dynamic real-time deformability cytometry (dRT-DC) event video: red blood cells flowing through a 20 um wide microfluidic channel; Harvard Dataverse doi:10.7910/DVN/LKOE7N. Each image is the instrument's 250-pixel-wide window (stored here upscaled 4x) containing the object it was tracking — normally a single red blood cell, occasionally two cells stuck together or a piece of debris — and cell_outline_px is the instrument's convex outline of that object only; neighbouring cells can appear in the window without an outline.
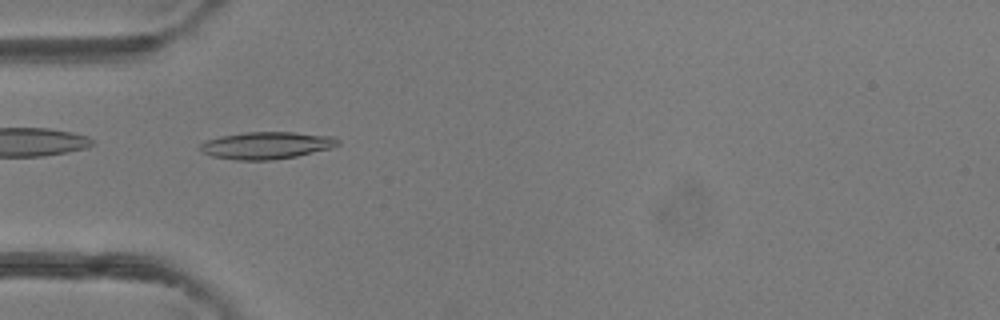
{"species": "common noctule bat (a hibernating species)", "species_latin": "Nyctalus noctula", "temperature_condition": "room temperature", "stored_images_in_passage": 36, "camera_frame_rate_fps": 3000, "um_per_image_px": 0.085, "animal": {"sex": "female"}, "frame": {"image": 1, "passage_image": 4, "time_ms": 1.0, "image_size_px": [1000, 320], "cell_outline_px": [[340, 144], [332, 148], [296, 156], [272, 160], [236, 160], [212, 156], [200, 152], [200, 144], [208, 140], [220, 136], [244, 132], [292, 132], [332, 136], [340, 140]], "centroid_in_image_um": [22.66, 12.36], "position_along_channel_um": 62.3, "area_um2": 21.85}}
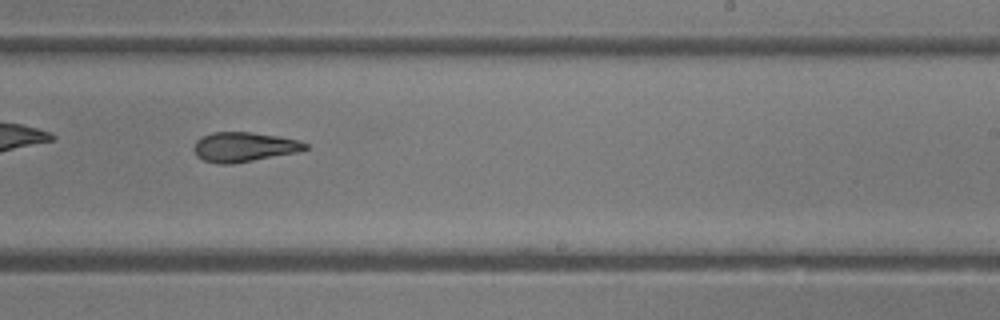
{"frame": {"image": 2, "passage_image": 18, "time_ms": 5.667, "image_size_px": [1000, 320], "cell_outline_px": [[308, 148], [296, 152], [232, 164], [216, 164], [204, 160], [196, 156], [192, 148], [196, 140], [200, 136], [212, 132], [252, 132], [280, 136], [300, 140], [308, 144]], "centroid_in_image_um": [20.7, 12.48], "position_along_channel_um": 268.3, "area_um2": 19.42}}
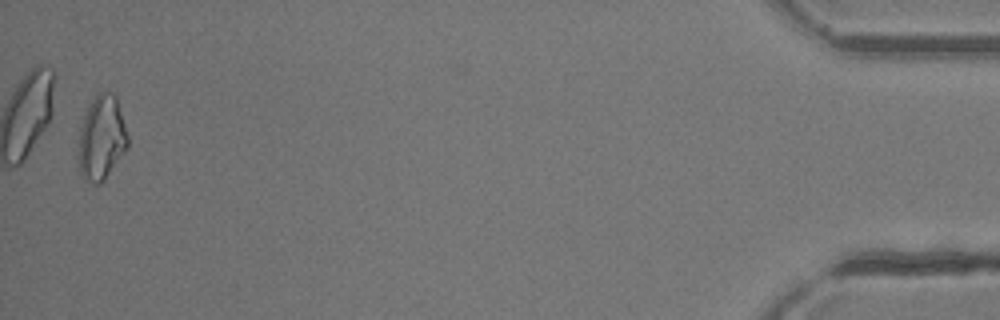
{"frame": {"image": 3, "passage_image": 35, "time_ms": 11.333, "image_size_px": [1000, 320], "cell_outline_px": [[128, 148], [104, 180], [100, 184], [92, 184], [80, 172], [80, 128], [88, 104], [96, 92], [112, 92], [116, 96], [128, 136]], "centroid_in_image_um": [8.66, 11.68], "position_along_channel_um": 426.5, "area_um2": 23.99}, "authors_computed_cell_mechanics": {"area_um2": 20.0566, "velocity_mm_per_s": 4.4422, "shape_relaxation_time_tau1_ms": null, "shape_relaxation_time_tau2_ms": 5.408, "deformation_change_tau1": null, "deformation_change_tau2": 0.1444}}